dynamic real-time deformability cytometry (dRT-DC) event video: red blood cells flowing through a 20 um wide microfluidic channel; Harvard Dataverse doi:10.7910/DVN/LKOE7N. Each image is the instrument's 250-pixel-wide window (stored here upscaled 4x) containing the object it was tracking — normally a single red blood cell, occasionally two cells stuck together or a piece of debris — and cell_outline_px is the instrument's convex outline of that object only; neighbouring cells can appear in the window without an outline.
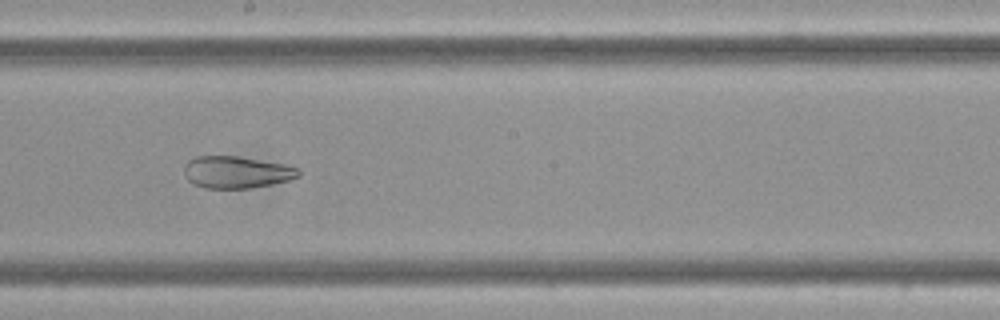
{"species": "Egyptian fruit bat (a non-hibernating species)", "species_latin": "Rousettus aegyptiacus", "temperature_condition": "cold", "stored_images_in_passage": 10, "camera_frame_rate_fps": 3000, "um_per_image_px": 0.085, "frame": {"image": 1, "passage_image": 9, "time_ms": 2.667, "image_size_px": [1000, 320], "cell_outline_px": [[300, 176], [288, 180], [272, 184], [248, 188], [204, 188], [192, 184], [184, 176], [184, 164], [188, 160], [196, 156], [236, 156], [284, 164], [300, 168]], "centroid_in_image_um": [20.07, 14.63], "position_along_channel_um": 228.1, "area_um2": 21.44}}